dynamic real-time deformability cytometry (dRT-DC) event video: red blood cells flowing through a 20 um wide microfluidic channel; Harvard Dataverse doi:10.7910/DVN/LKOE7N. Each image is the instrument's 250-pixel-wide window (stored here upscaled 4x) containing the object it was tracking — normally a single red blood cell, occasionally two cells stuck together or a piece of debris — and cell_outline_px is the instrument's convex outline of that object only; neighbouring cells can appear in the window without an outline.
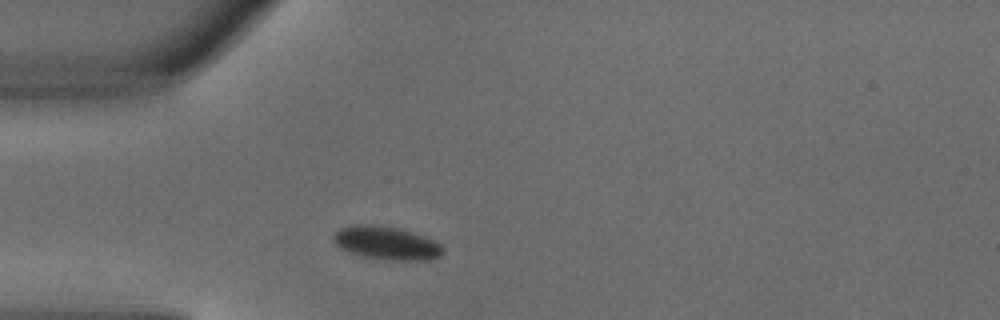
{"species": "common noctule bat (a hibernating species)", "species_latin": "Nyctalus noctula", "temperature_condition": "warm", "stored_images_in_passage": 1, "camera_frame_rate_fps": 3000, "um_per_image_px": 0.085, "animal": {"sex": "male", "body_mass_g": 18.8}, "frame": {"image": 1, "passage_image": 1, "time_ms": 0.0, "image_size_px": [1000, 320], "cell_outline_px": [[444, 252], [440, 256], [428, 260], [392, 260], [364, 256], [348, 252], [340, 248], [332, 240], [332, 236], [340, 228], [356, 224], [396, 228], [412, 232], [432, 240], [440, 244], [444, 248]], "centroid_in_image_um": [32.84, 20.67], "position_along_channel_um": 52.2, "area_um2": 20.81}}